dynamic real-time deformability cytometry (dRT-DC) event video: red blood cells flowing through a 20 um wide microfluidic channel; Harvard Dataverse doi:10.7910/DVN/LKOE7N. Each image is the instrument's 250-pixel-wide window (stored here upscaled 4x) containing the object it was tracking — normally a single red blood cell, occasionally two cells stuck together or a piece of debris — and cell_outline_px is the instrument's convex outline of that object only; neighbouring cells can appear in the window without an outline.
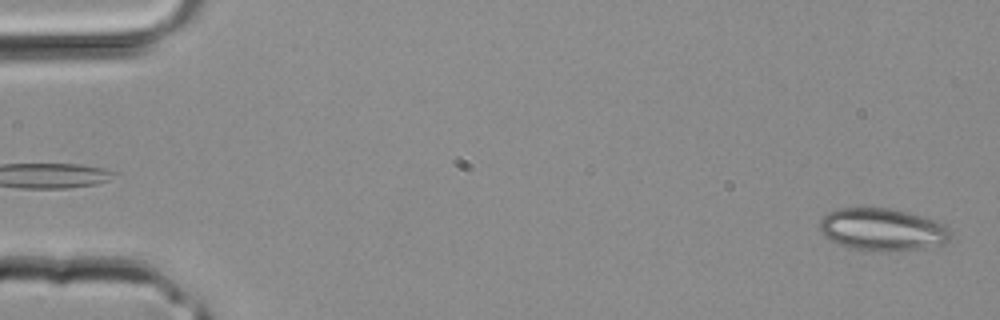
{"species": "common noctule bat (a hibernating species)", "species_latin": "Nyctalus noctula", "temperature_condition": "room temperature", "stored_images_in_passage": 3, "camera_frame_rate_fps": 3000, "um_per_image_px": 0.085, "animal": {"sex": "male", "body_mass_g": 20.4}, "frame": {"image": 1, "passage_image": 3, "time_ms": 0.667, "image_size_px": [1000, 320], "cell_outline_px": [[952, 232], [948, 240], [944, 244], [920, 248], [852, 248], [840, 244], [824, 236], [820, 228], [820, 220], [828, 212], [836, 208], [888, 208], [908, 212], [936, 220], [944, 224]], "centroid_in_image_um": [75.01, 19.45], "position_along_channel_um": 10.0, "area_um2": 31.27}}